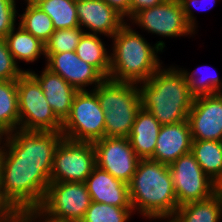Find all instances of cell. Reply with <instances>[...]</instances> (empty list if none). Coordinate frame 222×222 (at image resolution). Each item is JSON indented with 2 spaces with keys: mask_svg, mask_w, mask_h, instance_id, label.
<instances>
[{
  "mask_svg": "<svg viewBox=\"0 0 222 222\" xmlns=\"http://www.w3.org/2000/svg\"><path fill=\"white\" fill-rule=\"evenodd\" d=\"M45 67L78 91L93 90L106 79L96 68L81 60L75 51L45 54Z\"/></svg>",
  "mask_w": 222,
  "mask_h": 222,
  "instance_id": "obj_15",
  "label": "cell"
},
{
  "mask_svg": "<svg viewBox=\"0 0 222 222\" xmlns=\"http://www.w3.org/2000/svg\"><path fill=\"white\" fill-rule=\"evenodd\" d=\"M191 131L188 120L162 125L150 158L166 165L172 164L184 154L191 152Z\"/></svg>",
  "mask_w": 222,
  "mask_h": 222,
  "instance_id": "obj_17",
  "label": "cell"
},
{
  "mask_svg": "<svg viewBox=\"0 0 222 222\" xmlns=\"http://www.w3.org/2000/svg\"><path fill=\"white\" fill-rule=\"evenodd\" d=\"M25 216L31 222H74L70 220H61L57 218H53L47 213H45L40 207L32 208L24 211Z\"/></svg>",
  "mask_w": 222,
  "mask_h": 222,
  "instance_id": "obj_34",
  "label": "cell"
},
{
  "mask_svg": "<svg viewBox=\"0 0 222 222\" xmlns=\"http://www.w3.org/2000/svg\"><path fill=\"white\" fill-rule=\"evenodd\" d=\"M76 0H45L39 6L52 20L55 30L79 26Z\"/></svg>",
  "mask_w": 222,
  "mask_h": 222,
  "instance_id": "obj_26",
  "label": "cell"
},
{
  "mask_svg": "<svg viewBox=\"0 0 222 222\" xmlns=\"http://www.w3.org/2000/svg\"><path fill=\"white\" fill-rule=\"evenodd\" d=\"M165 0H130V18L146 8H151L163 3Z\"/></svg>",
  "mask_w": 222,
  "mask_h": 222,
  "instance_id": "obj_36",
  "label": "cell"
},
{
  "mask_svg": "<svg viewBox=\"0 0 222 222\" xmlns=\"http://www.w3.org/2000/svg\"><path fill=\"white\" fill-rule=\"evenodd\" d=\"M109 6L115 9L126 20L130 19V0H104Z\"/></svg>",
  "mask_w": 222,
  "mask_h": 222,
  "instance_id": "obj_37",
  "label": "cell"
},
{
  "mask_svg": "<svg viewBox=\"0 0 222 222\" xmlns=\"http://www.w3.org/2000/svg\"><path fill=\"white\" fill-rule=\"evenodd\" d=\"M191 153L203 172L220 186L222 184V142L192 140Z\"/></svg>",
  "mask_w": 222,
  "mask_h": 222,
  "instance_id": "obj_23",
  "label": "cell"
},
{
  "mask_svg": "<svg viewBox=\"0 0 222 222\" xmlns=\"http://www.w3.org/2000/svg\"><path fill=\"white\" fill-rule=\"evenodd\" d=\"M15 26L5 37L8 48L17 64L33 63L39 58H45V44L24 30L21 26Z\"/></svg>",
  "mask_w": 222,
  "mask_h": 222,
  "instance_id": "obj_22",
  "label": "cell"
},
{
  "mask_svg": "<svg viewBox=\"0 0 222 222\" xmlns=\"http://www.w3.org/2000/svg\"><path fill=\"white\" fill-rule=\"evenodd\" d=\"M61 132L64 138L73 141L94 142L104 137L105 113L93 90L76 93Z\"/></svg>",
  "mask_w": 222,
  "mask_h": 222,
  "instance_id": "obj_7",
  "label": "cell"
},
{
  "mask_svg": "<svg viewBox=\"0 0 222 222\" xmlns=\"http://www.w3.org/2000/svg\"><path fill=\"white\" fill-rule=\"evenodd\" d=\"M126 22L111 38L109 78L116 82L147 81L163 64L158 54L164 52L163 40L154 45Z\"/></svg>",
  "mask_w": 222,
  "mask_h": 222,
  "instance_id": "obj_1",
  "label": "cell"
},
{
  "mask_svg": "<svg viewBox=\"0 0 222 222\" xmlns=\"http://www.w3.org/2000/svg\"><path fill=\"white\" fill-rule=\"evenodd\" d=\"M2 140L1 158L19 161L53 162L56 149L64 138L61 131H24L17 129Z\"/></svg>",
  "mask_w": 222,
  "mask_h": 222,
  "instance_id": "obj_8",
  "label": "cell"
},
{
  "mask_svg": "<svg viewBox=\"0 0 222 222\" xmlns=\"http://www.w3.org/2000/svg\"><path fill=\"white\" fill-rule=\"evenodd\" d=\"M222 219V193L218 191L203 201H193L180 205L171 222H220Z\"/></svg>",
  "mask_w": 222,
  "mask_h": 222,
  "instance_id": "obj_21",
  "label": "cell"
},
{
  "mask_svg": "<svg viewBox=\"0 0 222 222\" xmlns=\"http://www.w3.org/2000/svg\"><path fill=\"white\" fill-rule=\"evenodd\" d=\"M180 69L185 74V79L189 83L190 91L195 97L222 92V80L217 74L218 71L215 70L214 72L216 73L214 74L207 73L204 75L205 73H203L202 75L201 66L197 67L196 70L194 69L193 72L185 68L182 69V67Z\"/></svg>",
  "mask_w": 222,
  "mask_h": 222,
  "instance_id": "obj_29",
  "label": "cell"
},
{
  "mask_svg": "<svg viewBox=\"0 0 222 222\" xmlns=\"http://www.w3.org/2000/svg\"><path fill=\"white\" fill-rule=\"evenodd\" d=\"M42 1H45V0H24V3H26L25 6H37V5H39Z\"/></svg>",
  "mask_w": 222,
  "mask_h": 222,
  "instance_id": "obj_38",
  "label": "cell"
},
{
  "mask_svg": "<svg viewBox=\"0 0 222 222\" xmlns=\"http://www.w3.org/2000/svg\"><path fill=\"white\" fill-rule=\"evenodd\" d=\"M24 72L26 70L19 67L10 53L6 39L0 38V80H18Z\"/></svg>",
  "mask_w": 222,
  "mask_h": 222,
  "instance_id": "obj_31",
  "label": "cell"
},
{
  "mask_svg": "<svg viewBox=\"0 0 222 222\" xmlns=\"http://www.w3.org/2000/svg\"><path fill=\"white\" fill-rule=\"evenodd\" d=\"M19 129L17 80H0V137Z\"/></svg>",
  "mask_w": 222,
  "mask_h": 222,
  "instance_id": "obj_25",
  "label": "cell"
},
{
  "mask_svg": "<svg viewBox=\"0 0 222 222\" xmlns=\"http://www.w3.org/2000/svg\"><path fill=\"white\" fill-rule=\"evenodd\" d=\"M16 3V0H0V38H5L18 25L16 18H19V13Z\"/></svg>",
  "mask_w": 222,
  "mask_h": 222,
  "instance_id": "obj_32",
  "label": "cell"
},
{
  "mask_svg": "<svg viewBox=\"0 0 222 222\" xmlns=\"http://www.w3.org/2000/svg\"><path fill=\"white\" fill-rule=\"evenodd\" d=\"M85 183L92 201L116 207H132L128 184L116 179L97 165Z\"/></svg>",
  "mask_w": 222,
  "mask_h": 222,
  "instance_id": "obj_19",
  "label": "cell"
},
{
  "mask_svg": "<svg viewBox=\"0 0 222 222\" xmlns=\"http://www.w3.org/2000/svg\"><path fill=\"white\" fill-rule=\"evenodd\" d=\"M178 206L203 201L219 191V186L201 169L191 152L168 165Z\"/></svg>",
  "mask_w": 222,
  "mask_h": 222,
  "instance_id": "obj_10",
  "label": "cell"
},
{
  "mask_svg": "<svg viewBox=\"0 0 222 222\" xmlns=\"http://www.w3.org/2000/svg\"><path fill=\"white\" fill-rule=\"evenodd\" d=\"M138 86L142 108L149 111L161 125L187 120L195 96L179 66H161Z\"/></svg>",
  "mask_w": 222,
  "mask_h": 222,
  "instance_id": "obj_2",
  "label": "cell"
},
{
  "mask_svg": "<svg viewBox=\"0 0 222 222\" xmlns=\"http://www.w3.org/2000/svg\"><path fill=\"white\" fill-rule=\"evenodd\" d=\"M53 162L1 158L0 208L26 211L39 207L50 182Z\"/></svg>",
  "mask_w": 222,
  "mask_h": 222,
  "instance_id": "obj_4",
  "label": "cell"
},
{
  "mask_svg": "<svg viewBox=\"0 0 222 222\" xmlns=\"http://www.w3.org/2000/svg\"><path fill=\"white\" fill-rule=\"evenodd\" d=\"M26 72L38 82L48 104L63 122L70 114L73 99L78 90L46 67L42 69L40 75L32 68L31 70L27 69Z\"/></svg>",
  "mask_w": 222,
  "mask_h": 222,
  "instance_id": "obj_18",
  "label": "cell"
},
{
  "mask_svg": "<svg viewBox=\"0 0 222 222\" xmlns=\"http://www.w3.org/2000/svg\"><path fill=\"white\" fill-rule=\"evenodd\" d=\"M219 191L222 193V184L219 186Z\"/></svg>",
  "mask_w": 222,
  "mask_h": 222,
  "instance_id": "obj_41",
  "label": "cell"
},
{
  "mask_svg": "<svg viewBox=\"0 0 222 222\" xmlns=\"http://www.w3.org/2000/svg\"><path fill=\"white\" fill-rule=\"evenodd\" d=\"M24 10L18 14V25L45 44L55 31L51 18L39 6H26Z\"/></svg>",
  "mask_w": 222,
  "mask_h": 222,
  "instance_id": "obj_27",
  "label": "cell"
},
{
  "mask_svg": "<svg viewBox=\"0 0 222 222\" xmlns=\"http://www.w3.org/2000/svg\"><path fill=\"white\" fill-rule=\"evenodd\" d=\"M126 22L163 38L192 37L196 34L188 24L178 0H165L157 6L143 9Z\"/></svg>",
  "mask_w": 222,
  "mask_h": 222,
  "instance_id": "obj_11",
  "label": "cell"
},
{
  "mask_svg": "<svg viewBox=\"0 0 222 222\" xmlns=\"http://www.w3.org/2000/svg\"><path fill=\"white\" fill-rule=\"evenodd\" d=\"M101 35L83 33L76 47L77 56L96 68L106 79L110 73V51Z\"/></svg>",
  "mask_w": 222,
  "mask_h": 222,
  "instance_id": "obj_24",
  "label": "cell"
},
{
  "mask_svg": "<svg viewBox=\"0 0 222 222\" xmlns=\"http://www.w3.org/2000/svg\"><path fill=\"white\" fill-rule=\"evenodd\" d=\"M96 165L116 179L129 184L140 158L127 137H103L93 142Z\"/></svg>",
  "mask_w": 222,
  "mask_h": 222,
  "instance_id": "obj_13",
  "label": "cell"
},
{
  "mask_svg": "<svg viewBox=\"0 0 222 222\" xmlns=\"http://www.w3.org/2000/svg\"><path fill=\"white\" fill-rule=\"evenodd\" d=\"M25 217L22 210L15 208H0V222H20Z\"/></svg>",
  "mask_w": 222,
  "mask_h": 222,
  "instance_id": "obj_35",
  "label": "cell"
},
{
  "mask_svg": "<svg viewBox=\"0 0 222 222\" xmlns=\"http://www.w3.org/2000/svg\"><path fill=\"white\" fill-rule=\"evenodd\" d=\"M91 202L85 182H51L39 207L53 218L80 222Z\"/></svg>",
  "mask_w": 222,
  "mask_h": 222,
  "instance_id": "obj_12",
  "label": "cell"
},
{
  "mask_svg": "<svg viewBox=\"0 0 222 222\" xmlns=\"http://www.w3.org/2000/svg\"><path fill=\"white\" fill-rule=\"evenodd\" d=\"M128 186L132 209L143 219L163 222L169 220L179 207L166 164L140 159Z\"/></svg>",
  "mask_w": 222,
  "mask_h": 222,
  "instance_id": "obj_3",
  "label": "cell"
},
{
  "mask_svg": "<svg viewBox=\"0 0 222 222\" xmlns=\"http://www.w3.org/2000/svg\"><path fill=\"white\" fill-rule=\"evenodd\" d=\"M178 1L181 4L183 13L185 14L188 24L196 32V31H198L197 28L199 26L196 25L198 21H196L197 16H194L195 14H194L193 10L194 9H197V11L198 10H200V11L209 10L213 7V5L216 4V1H219V0H178Z\"/></svg>",
  "mask_w": 222,
  "mask_h": 222,
  "instance_id": "obj_33",
  "label": "cell"
},
{
  "mask_svg": "<svg viewBox=\"0 0 222 222\" xmlns=\"http://www.w3.org/2000/svg\"><path fill=\"white\" fill-rule=\"evenodd\" d=\"M93 91L105 113L104 137L128 138L142 107L138 84L105 79Z\"/></svg>",
  "mask_w": 222,
  "mask_h": 222,
  "instance_id": "obj_5",
  "label": "cell"
},
{
  "mask_svg": "<svg viewBox=\"0 0 222 222\" xmlns=\"http://www.w3.org/2000/svg\"><path fill=\"white\" fill-rule=\"evenodd\" d=\"M161 126L149 111L141 107L137 112L128 139L140 159H150L153 156Z\"/></svg>",
  "mask_w": 222,
  "mask_h": 222,
  "instance_id": "obj_20",
  "label": "cell"
},
{
  "mask_svg": "<svg viewBox=\"0 0 222 222\" xmlns=\"http://www.w3.org/2000/svg\"><path fill=\"white\" fill-rule=\"evenodd\" d=\"M75 5L79 26L85 33L110 39L126 23V19L104 0H76Z\"/></svg>",
  "mask_w": 222,
  "mask_h": 222,
  "instance_id": "obj_16",
  "label": "cell"
},
{
  "mask_svg": "<svg viewBox=\"0 0 222 222\" xmlns=\"http://www.w3.org/2000/svg\"><path fill=\"white\" fill-rule=\"evenodd\" d=\"M17 93L20 130H62V121L48 104L38 82L28 72H24L17 80Z\"/></svg>",
  "mask_w": 222,
  "mask_h": 222,
  "instance_id": "obj_6",
  "label": "cell"
},
{
  "mask_svg": "<svg viewBox=\"0 0 222 222\" xmlns=\"http://www.w3.org/2000/svg\"><path fill=\"white\" fill-rule=\"evenodd\" d=\"M134 214L132 207H116L92 201L80 222H129Z\"/></svg>",
  "mask_w": 222,
  "mask_h": 222,
  "instance_id": "obj_28",
  "label": "cell"
},
{
  "mask_svg": "<svg viewBox=\"0 0 222 222\" xmlns=\"http://www.w3.org/2000/svg\"><path fill=\"white\" fill-rule=\"evenodd\" d=\"M83 33L84 30L80 26L55 30L45 43V54L75 51Z\"/></svg>",
  "mask_w": 222,
  "mask_h": 222,
  "instance_id": "obj_30",
  "label": "cell"
},
{
  "mask_svg": "<svg viewBox=\"0 0 222 222\" xmlns=\"http://www.w3.org/2000/svg\"><path fill=\"white\" fill-rule=\"evenodd\" d=\"M1 151H2V140L0 138V166H1Z\"/></svg>",
  "mask_w": 222,
  "mask_h": 222,
  "instance_id": "obj_39",
  "label": "cell"
},
{
  "mask_svg": "<svg viewBox=\"0 0 222 222\" xmlns=\"http://www.w3.org/2000/svg\"><path fill=\"white\" fill-rule=\"evenodd\" d=\"M20 222H31L26 216Z\"/></svg>",
  "mask_w": 222,
  "mask_h": 222,
  "instance_id": "obj_40",
  "label": "cell"
},
{
  "mask_svg": "<svg viewBox=\"0 0 222 222\" xmlns=\"http://www.w3.org/2000/svg\"><path fill=\"white\" fill-rule=\"evenodd\" d=\"M95 166L93 142L63 138L54 155L50 182H85Z\"/></svg>",
  "mask_w": 222,
  "mask_h": 222,
  "instance_id": "obj_9",
  "label": "cell"
},
{
  "mask_svg": "<svg viewBox=\"0 0 222 222\" xmlns=\"http://www.w3.org/2000/svg\"><path fill=\"white\" fill-rule=\"evenodd\" d=\"M187 120L192 140L222 142V92L195 97Z\"/></svg>",
  "mask_w": 222,
  "mask_h": 222,
  "instance_id": "obj_14",
  "label": "cell"
}]
</instances>
